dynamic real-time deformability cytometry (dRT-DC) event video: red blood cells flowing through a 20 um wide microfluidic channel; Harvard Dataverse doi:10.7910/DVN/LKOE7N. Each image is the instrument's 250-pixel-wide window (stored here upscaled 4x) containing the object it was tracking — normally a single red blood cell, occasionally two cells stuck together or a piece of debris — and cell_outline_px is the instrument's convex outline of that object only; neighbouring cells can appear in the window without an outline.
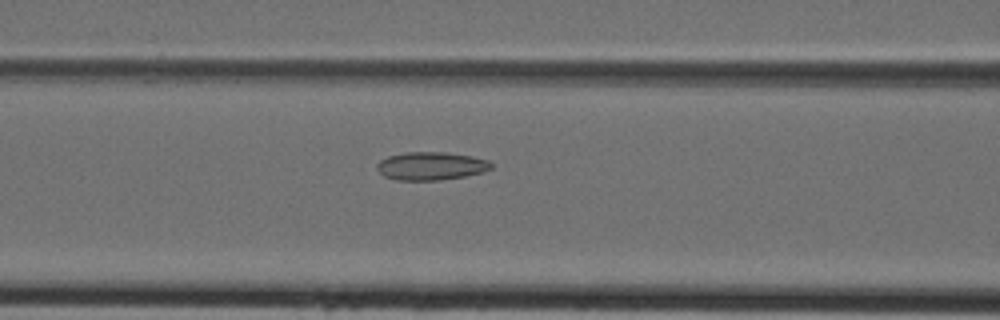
{"species": "Egyptian fruit bat (a non-hibernating species)", "species_latin": "Rousettus aegyptiacus", "temperature_condition": "cold", "stored_images_in_passage": 31, "camera_frame_rate_fps": 3000, "um_per_image_px": 0.085, "animal": {"sex": "female"}, "frame": {"image": 1, "passage_image": 13, "time_ms": 4.0, "image_size_px": [1000, 320], "cell_outline_px": [[492, 168], [484, 172], [464, 176], [440, 180], [396, 180], [384, 176], [376, 168], [376, 164], [380, 160], [388, 156], [404, 152], [448, 152], [472, 156], [488, 160], [492, 164]], "centroid_in_image_um": [36.63, 14.1], "position_along_channel_um": 130.0, "area_um2": 18.84}}
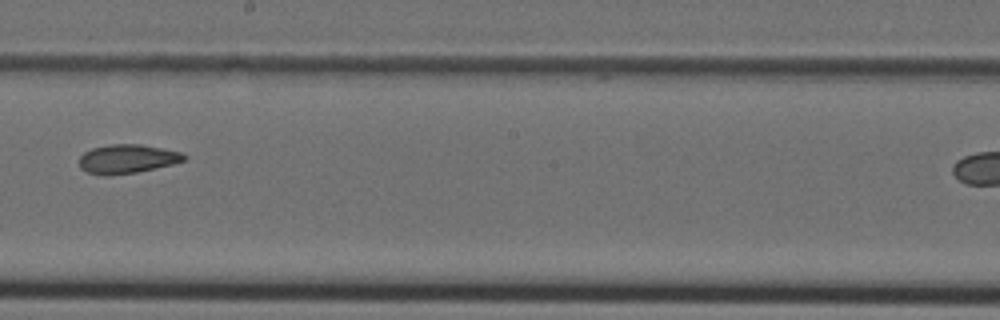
{"frame": {"image": 2, "passage_image": 20, "time_ms": 6.333, "image_size_px": [1000, 320], "cell_outline_px": [[188, 156], [184, 160], [172, 164], [136, 172], [108, 176], [104, 176], [88, 172], [80, 168], [80, 156], [84, 152], [92, 148], [112, 144], [140, 144], [180, 152]], "centroid_in_image_um": [10.79, 13.51], "position_along_channel_um": 237.4, "area_um2": 17.51}}
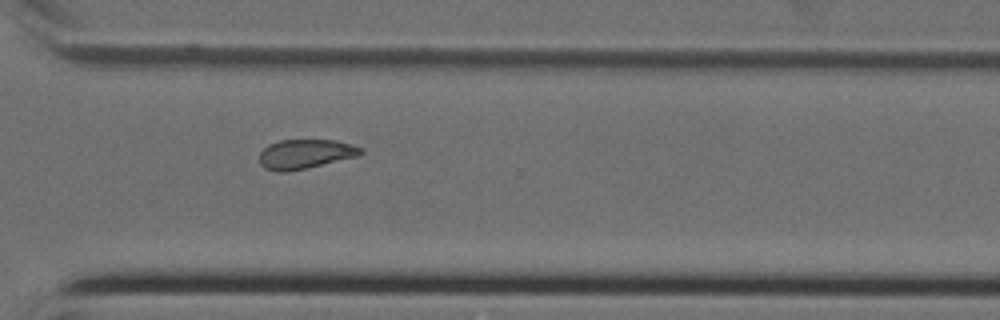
{"frame": {"image": 3, "passage_image": 27, "time_ms": 8.667, "image_size_px": [1000, 320], "cell_outline_px": [[364, 152], [356, 156], [288, 172], [276, 172], [264, 168], [260, 164], [260, 152], [268, 144], [280, 140], [336, 140], [352, 144], [364, 148]], "centroid_in_image_um": [25.93, 13.08], "position_along_channel_um": 344.7, "area_um2": 17.34}}